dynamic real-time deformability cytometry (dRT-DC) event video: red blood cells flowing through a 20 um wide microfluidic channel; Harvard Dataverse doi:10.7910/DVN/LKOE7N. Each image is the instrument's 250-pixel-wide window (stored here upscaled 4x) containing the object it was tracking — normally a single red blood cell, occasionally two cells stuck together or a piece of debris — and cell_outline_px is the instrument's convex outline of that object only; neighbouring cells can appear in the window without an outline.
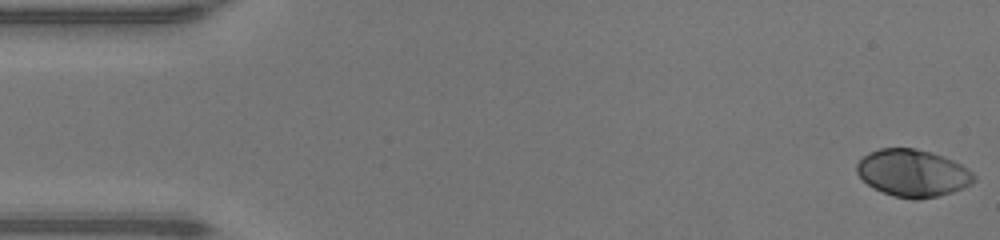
{"species": "human", "species_latin": "Homo sapiens", "temperature_condition": "warm", "stored_images_in_passage": 48, "camera_frame_rate_fps": 3000, "um_per_image_px": 0.085, "donor": {"sex": "male"}, "frame": {"image": 1, "passage_image": 1, "time_ms": 0.0, "image_size_px": [1000, 240], "cell_outline_px": [[976, 180], [952, 192], [936, 196], [896, 196], [884, 192], [868, 184], [856, 172], [856, 164], [868, 152], [880, 148], [912, 148], [932, 152], [952, 160], [968, 168], [976, 176]], "centroid_in_image_um": [77.57, 14.65], "position_along_channel_um": 7.4, "area_um2": 31.27}}
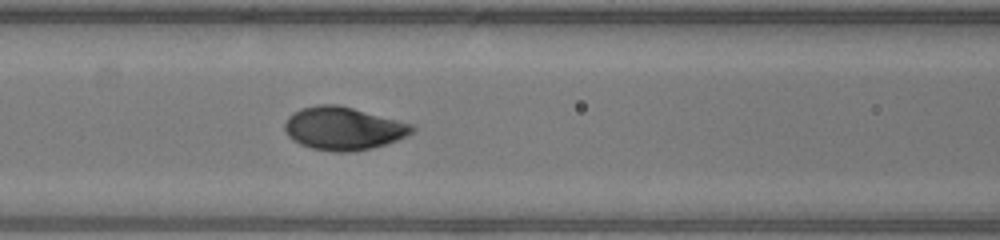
{"frame": {"image": 2, "passage_image": 20, "time_ms": 6.333, "image_size_px": [1000, 240], "cell_outline_px": [[416, 128], [412, 132], [396, 140], [372, 148], [348, 152], [332, 152], [312, 148], [300, 144], [288, 136], [284, 128], [284, 124], [288, 116], [292, 112], [300, 108], [316, 104], [340, 104], [412, 124]], "centroid_in_image_um": [29.14, 10.9], "position_along_channel_um": 137.5, "area_um2": 31.96}}
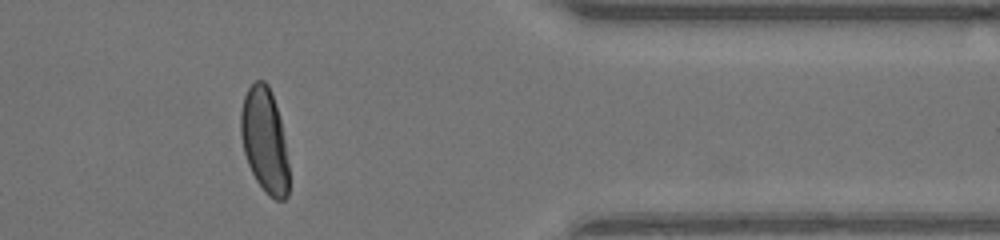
{"frame": {"image": 3, "passage_image": 39, "time_ms": 12.667, "image_size_px": [1000, 240], "cell_outline_px": [[288, 196], [284, 200], [276, 200], [268, 196], [264, 192], [256, 180], [248, 164], [244, 152], [240, 132], [240, 112], [244, 96], [248, 88], [256, 80], [264, 80], [268, 84], [272, 92], [280, 120], [284, 140], [288, 164]], "centroid_in_image_um": [22.48, 11.94], "position_along_channel_um": 388.9, "area_um2": 29.36}, "authors_computed_cell_mechanics": {"area_um2": 31.3854, "velocity_mm_per_s": 4.3408, "shape_relaxation_time_tau1_ms": 2.1165, "shape_relaxation_time_tau2_ms": null, "deformation_change_tau1": 0.1834, "deformation_change_tau2": null}}